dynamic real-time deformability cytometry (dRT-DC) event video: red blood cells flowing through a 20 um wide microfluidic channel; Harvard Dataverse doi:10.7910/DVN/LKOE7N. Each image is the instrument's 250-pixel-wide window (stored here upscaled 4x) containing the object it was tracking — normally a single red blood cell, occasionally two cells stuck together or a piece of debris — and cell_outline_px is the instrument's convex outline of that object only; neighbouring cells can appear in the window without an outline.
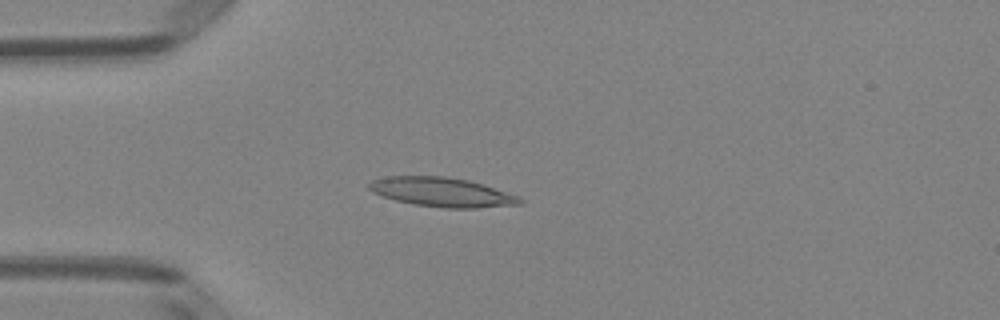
{"species": "Egyptian fruit bat (a non-hibernating species)", "species_latin": "Rousettus aegyptiacus", "temperature_condition": "room temperature", "stored_images_in_passage": 46, "camera_frame_rate_fps": 3000, "um_per_image_px": 0.085, "animal": {"sex": "female"}, "frame": {"image": 1, "passage_image": 9, "time_ms": 2.667, "image_size_px": [1000, 320], "cell_outline_px": [[524, 204], [476, 208], [444, 208], [416, 204], [396, 200], [372, 192], [368, 188], [368, 184], [372, 180], [388, 176], [444, 176], [468, 180], [520, 196], [524, 200]], "centroid_in_image_um": [37.6, 16.33], "position_along_channel_um": 47.4, "area_um2": 25.61}}
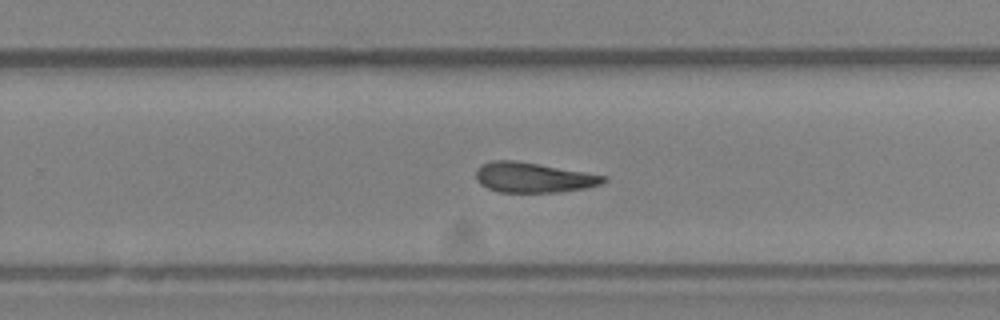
{"frame": {"image": 2, "passage_image": 28, "time_ms": 9.0, "image_size_px": [1000, 320], "cell_outline_px": [[608, 180], [600, 184], [584, 188], [560, 192], [500, 192], [488, 188], [480, 184], [476, 180], [476, 168], [480, 164], [492, 160], [512, 160], [540, 164], [608, 176]], "centroid_in_image_um": [45.31, 15.08], "position_along_channel_um": 284.5, "area_um2": 22.43}}
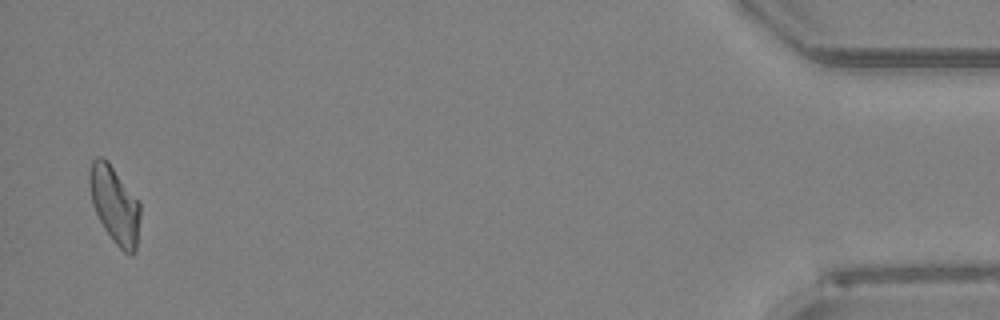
{"frame": {"image": 3, "passage_image": 45, "time_ms": 14.667, "image_size_px": [1000, 320], "cell_outline_px": [[140, 216], [136, 252], [132, 256], [124, 252], [116, 244], [104, 228], [92, 204], [88, 180], [88, 176], [92, 160], [96, 156], [100, 156], [108, 160], [140, 200]], "centroid_in_image_um": [9.76, 17.37], "position_along_channel_um": 425.4, "area_um2": 23.18}, "authors_computed_cell_mechanics": {"area_um2": 23.2356, "velocity_mm_per_s": 3.9954, "shape_relaxation_time_tau1_ms": 5.9405, "shape_relaxation_time_tau2_ms": 6.9037, "deformation_change_tau1": 0.185, "deformation_change_tau2": 0.2102}}